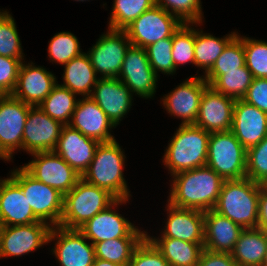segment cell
<instances>
[{
  "label": "cell",
  "mask_w": 267,
  "mask_h": 266,
  "mask_svg": "<svg viewBox=\"0 0 267 266\" xmlns=\"http://www.w3.org/2000/svg\"><path fill=\"white\" fill-rule=\"evenodd\" d=\"M171 178L167 202L204 212L214 209L225 181L208 166L182 171Z\"/></svg>",
  "instance_id": "6da1fadb"
},
{
  "label": "cell",
  "mask_w": 267,
  "mask_h": 266,
  "mask_svg": "<svg viewBox=\"0 0 267 266\" xmlns=\"http://www.w3.org/2000/svg\"><path fill=\"white\" fill-rule=\"evenodd\" d=\"M125 160V150L117 140L99 143L94 158L81 178L108 191L116 199H131V191L123 173Z\"/></svg>",
  "instance_id": "7a4b0ae2"
},
{
  "label": "cell",
  "mask_w": 267,
  "mask_h": 266,
  "mask_svg": "<svg viewBox=\"0 0 267 266\" xmlns=\"http://www.w3.org/2000/svg\"><path fill=\"white\" fill-rule=\"evenodd\" d=\"M210 132L194 124L179 125L168 141L162 157L170 177L187 170L206 166Z\"/></svg>",
  "instance_id": "3957f363"
},
{
  "label": "cell",
  "mask_w": 267,
  "mask_h": 266,
  "mask_svg": "<svg viewBox=\"0 0 267 266\" xmlns=\"http://www.w3.org/2000/svg\"><path fill=\"white\" fill-rule=\"evenodd\" d=\"M260 184L249 178L225 180L214 211L244 229L257 228Z\"/></svg>",
  "instance_id": "277c9868"
},
{
  "label": "cell",
  "mask_w": 267,
  "mask_h": 266,
  "mask_svg": "<svg viewBox=\"0 0 267 266\" xmlns=\"http://www.w3.org/2000/svg\"><path fill=\"white\" fill-rule=\"evenodd\" d=\"M116 198L108 191L91 185L82 178L64 195L60 227L79 229L96 214L111 205Z\"/></svg>",
  "instance_id": "5b68a950"
},
{
  "label": "cell",
  "mask_w": 267,
  "mask_h": 266,
  "mask_svg": "<svg viewBox=\"0 0 267 266\" xmlns=\"http://www.w3.org/2000/svg\"><path fill=\"white\" fill-rule=\"evenodd\" d=\"M247 150L229 131L210 133L206 166L224 180L246 178Z\"/></svg>",
  "instance_id": "8992f818"
},
{
  "label": "cell",
  "mask_w": 267,
  "mask_h": 266,
  "mask_svg": "<svg viewBox=\"0 0 267 266\" xmlns=\"http://www.w3.org/2000/svg\"><path fill=\"white\" fill-rule=\"evenodd\" d=\"M9 176L22 188L34 215L51 227L59 226L63 213L64 195L36 180L22 166L11 169Z\"/></svg>",
  "instance_id": "52a82bcc"
},
{
  "label": "cell",
  "mask_w": 267,
  "mask_h": 266,
  "mask_svg": "<svg viewBox=\"0 0 267 266\" xmlns=\"http://www.w3.org/2000/svg\"><path fill=\"white\" fill-rule=\"evenodd\" d=\"M130 199H116L107 208L88 220L78 230L94 245L97 242L116 238H144L146 231L135 226L122 214L118 207ZM117 209V210H116Z\"/></svg>",
  "instance_id": "ba28073f"
},
{
  "label": "cell",
  "mask_w": 267,
  "mask_h": 266,
  "mask_svg": "<svg viewBox=\"0 0 267 266\" xmlns=\"http://www.w3.org/2000/svg\"><path fill=\"white\" fill-rule=\"evenodd\" d=\"M31 107L13 95L0 96V160L12 162L13 155L23 151V131Z\"/></svg>",
  "instance_id": "9c48e42d"
},
{
  "label": "cell",
  "mask_w": 267,
  "mask_h": 266,
  "mask_svg": "<svg viewBox=\"0 0 267 266\" xmlns=\"http://www.w3.org/2000/svg\"><path fill=\"white\" fill-rule=\"evenodd\" d=\"M130 45L125 30L108 28L86 54L100 78H118Z\"/></svg>",
  "instance_id": "30bf717a"
},
{
  "label": "cell",
  "mask_w": 267,
  "mask_h": 266,
  "mask_svg": "<svg viewBox=\"0 0 267 266\" xmlns=\"http://www.w3.org/2000/svg\"><path fill=\"white\" fill-rule=\"evenodd\" d=\"M182 24L177 17L154 5L124 30L131 45L145 49L161 39L172 37Z\"/></svg>",
  "instance_id": "8fae6325"
},
{
  "label": "cell",
  "mask_w": 267,
  "mask_h": 266,
  "mask_svg": "<svg viewBox=\"0 0 267 266\" xmlns=\"http://www.w3.org/2000/svg\"><path fill=\"white\" fill-rule=\"evenodd\" d=\"M33 158L22 167L36 180L43 182L65 195L70 192L81 176L54 151L30 154Z\"/></svg>",
  "instance_id": "7c38bea8"
},
{
  "label": "cell",
  "mask_w": 267,
  "mask_h": 266,
  "mask_svg": "<svg viewBox=\"0 0 267 266\" xmlns=\"http://www.w3.org/2000/svg\"><path fill=\"white\" fill-rule=\"evenodd\" d=\"M208 86L202 75H191L163 95L160 104L162 103L170 116L181 119V125L194 124L199 113L201 97Z\"/></svg>",
  "instance_id": "4fadbf2b"
},
{
  "label": "cell",
  "mask_w": 267,
  "mask_h": 266,
  "mask_svg": "<svg viewBox=\"0 0 267 266\" xmlns=\"http://www.w3.org/2000/svg\"><path fill=\"white\" fill-rule=\"evenodd\" d=\"M88 241V242H87ZM60 266H92L95 260L94 245L78 230L60 226L51 227L48 244Z\"/></svg>",
  "instance_id": "5bb4252c"
},
{
  "label": "cell",
  "mask_w": 267,
  "mask_h": 266,
  "mask_svg": "<svg viewBox=\"0 0 267 266\" xmlns=\"http://www.w3.org/2000/svg\"><path fill=\"white\" fill-rule=\"evenodd\" d=\"M118 78L134 96L153 99L159 77L150 66L146 50L130 45L127 49Z\"/></svg>",
  "instance_id": "9a60e30c"
},
{
  "label": "cell",
  "mask_w": 267,
  "mask_h": 266,
  "mask_svg": "<svg viewBox=\"0 0 267 266\" xmlns=\"http://www.w3.org/2000/svg\"><path fill=\"white\" fill-rule=\"evenodd\" d=\"M51 226L43 221L29 225L2 226L0 231V260L8 257H22V255L39 250L45 244Z\"/></svg>",
  "instance_id": "2e32d148"
},
{
  "label": "cell",
  "mask_w": 267,
  "mask_h": 266,
  "mask_svg": "<svg viewBox=\"0 0 267 266\" xmlns=\"http://www.w3.org/2000/svg\"><path fill=\"white\" fill-rule=\"evenodd\" d=\"M62 127L63 124L52 119L38 106H32L23 131V152L30 155L54 151Z\"/></svg>",
  "instance_id": "e0dca14e"
},
{
  "label": "cell",
  "mask_w": 267,
  "mask_h": 266,
  "mask_svg": "<svg viewBox=\"0 0 267 266\" xmlns=\"http://www.w3.org/2000/svg\"><path fill=\"white\" fill-rule=\"evenodd\" d=\"M167 219L159 236L147 238H174L192 243H204V211L178 208L166 202Z\"/></svg>",
  "instance_id": "ac0fdd59"
},
{
  "label": "cell",
  "mask_w": 267,
  "mask_h": 266,
  "mask_svg": "<svg viewBox=\"0 0 267 266\" xmlns=\"http://www.w3.org/2000/svg\"><path fill=\"white\" fill-rule=\"evenodd\" d=\"M23 61L19 68L17 85L12 95L31 106H39L58 84L52 71L32 61Z\"/></svg>",
  "instance_id": "d6986e66"
},
{
  "label": "cell",
  "mask_w": 267,
  "mask_h": 266,
  "mask_svg": "<svg viewBox=\"0 0 267 266\" xmlns=\"http://www.w3.org/2000/svg\"><path fill=\"white\" fill-rule=\"evenodd\" d=\"M91 98L116 127L125 119L134 102L131 90L119 78H100Z\"/></svg>",
  "instance_id": "ffe728a7"
},
{
  "label": "cell",
  "mask_w": 267,
  "mask_h": 266,
  "mask_svg": "<svg viewBox=\"0 0 267 266\" xmlns=\"http://www.w3.org/2000/svg\"><path fill=\"white\" fill-rule=\"evenodd\" d=\"M235 102L234 98L225 96L208 86L201 97L194 125L210 133L231 130Z\"/></svg>",
  "instance_id": "44dd1931"
},
{
  "label": "cell",
  "mask_w": 267,
  "mask_h": 266,
  "mask_svg": "<svg viewBox=\"0 0 267 266\" xmlns=\"http://www.w3.org/2000/svg\"><path fill=\"white\" fill-rule=\"evenodd\" d=\"M69 125L99 143L116 140L111 133L116 126L91 97H79Z\"/></svg>",
  "instance_id": "7402d4cb"
},
{
  "label": "cell",
  "mask_w": 267,
  "mask_h": 266,
  "mask_svg": "<svg viewBox=\"0 0 267 266\" xmlns=\"http://www.w3.org/2000/svg\"><path fill=\"white\" fill-rule=\"evenodd\" d=\"M98 145L97 140L83 135L70 125H63L54 152L82 176L94 158Z\"/></svg>",
  "instance_id": "603a6c76"
},
{
  "label": "cell",
  "mask_w": 267,
  "mask_h": 266,
  "mask_svg": "<svg viewBox=\"0 0 267 266\" xmlns=\"http://www.w3.org/2000/svg\"><path fill=\"white\" fill-rule=\"evenodd\" d=\"M0 222L2 226L40 222L34 215L22 188L10 176L0 178Z\"/></svg>",
  "instance_id": "cb8c5ba5"
},
{
  "label": "cell",
  "mask_w": 267,
  "mask_h": 266,
  "mask_svg": "<svg viewBox=\"0 0 267 266\" xmlns=\"http://www.w3.org/2000/svg\"><path fill=\"white\" fill-rule=\"evenodd\" d=\"M231 131L247 150L267 136V114L256 106L237 99Z\"/></svg>",
  "instance_id": "d4e9b609"
},
{
  "label": "cell",
  "mask_w": 267,
  "mask_h": 266,
  "mask_svg": "<svg viewBox=\"0 0 267 266\" xmlns=\"http://www.w3.org/2000/svg\"><path fill=\"white\" fill-rule=\"evenodd\" d=\"M204 249L213 252L231 253L238 241L243 227L229 218L208 210L204 214Z\"/></svg>",
  "instance_id": "484cf974"
},
{
  "label": "cell",
  "mask_w": 267,
  "mask_h": 266,
  "mask_svg": "<svg viewBox=\"0 0 267 266\" xmlns=\"http://www.w3.org/2000/svg\"><path fill=\"white\" fill-rule=\"evenodd\" d=\"M63 68V83L58 84L77 96L91 97L94 86L100 77L94 70L88 55L83 52L63 65Z\"/></svg>",
  "instance_id": "4316f807"
},
{
  "label": "cell",
  "mask_w": 267,
  "mask_h": 266,
  "mask_svg": "<svg viewBox=\"0 0 267 266\" xmlns=\"http://www.w3.org/2000/svg\"><path fill=\"white\" fill-rule=\"evenodd\" d=\"M267 247V232L260 228H246L231 252L239 266H261Z\"/></svg>",
  "instance_id": "83f0119b"
},
{
  "label": "cell",
  "mask_w": 267,
  "mask_h": 266,
  "mask_svg": "<svg viewBox=\"0 0 267 266\" xmlns=\"http://www.w3.org/2000/svg\"><path fill=\"white\" fill-rule=\"evenodd\" d=\"M170 266H197L204 243L186 242L174 238H148Z\"/></svg>",
  "instance_id": "f1b7e54d"
},
{
  "label": "cell",
  "mask_w": 267,
  "mask_h": 266,
  "mask_svg": "<svg viewBox=\"0 0 267 266\" xmlns=\"http://www.w3.org/2000/svg\"><path fill=\"white\" fill-rule=\"evenodd\" d=\"M235 30L219 38L205 33L203 29L195 28L194 58L195 67L203 69L204 76L223 52L226 45L237 35Z\"/></svg>",
  "instance_id": "f546056e"
},
{
  "label": "cell",
  "mask_w": 267,
  "mask_h": 266,
  "mask_svg": "<svg viewBox=\"0 0 267 266\" xmlns=\"http://www.w3.org/2000/svg\"><path fill=\"white\" fill-rule=\"evenodd\" d=\"M77 97L69 89L57 84L38 107L52 119L69 125L79 99Z\"/></svg>",
  "instance_id": "4dcf8cb0"
},
{
  "label": "cell",
  "mask_w": 267,
  "mask_h": 266,
  "mask_svg": "<svg viewBox=\"0 0 267 266\" xmlns=\"http://www.w3.org/2000/svg\"><path fill=\"white\" fill-rule=\"evenodd\" d=\"M246 65L243 36L239 33L226 45L212 68L203 76L210 86L225 71L238 70Z\"/></svg>",
  "instance_id": "1f68e13d"
},
{
  "label": "cell",
  "mask_w": 267,
  "mask_h": 266,
  "mask_svg": "<svg viewBox=\"0 0 267 266\" xmlns=\"http://www.w3.org/2000/svg\"><path fill=\"white\" fill-rule=\"evenodd\" d=\"M154 5L156 0H113L107 28L124 30Z\"/></svg>",
  "instance_id": "d6a6232c"
},
{
  "label": "cell",
  "mask_w": 267,
  "mask_h": 266,
  "mask_svg": "<svg viewBox=\"0 0 267 266\" xmlns=\"http://www.w3.org/2000/svg\"><path fill=\"white\" fill-rule=\"evenodd\" d=\"M143 238H116L94 244L95 258L128 266L136 246Z\"/></svg>",
  "instance_id": "836d02e7"
},
{
  "label": "cell",
  "mask_w": 267,
  "mask_h": 266,
  "mask_svg": "<svg viewBox=\"0 0 267 266\" xmlns=\"http://www.w3.org/2000/svg\"><path fill=\"white\" fill-rule=\"evenodd\" d=\"M253 80L251 71L246 67L225 71L210 86L217 92L237 99H243Z\"/></svg>",
  "instance_id": "e575fe53"
},
{
  "label": "cell",
  "mask_w": 267,
  "mask_h": 266,
  "mask_svg": "<svg viewBox=\"0 0 267 266\" xmlns=\"http://www.w3.org/2000/svg\"><path fill=\"white\" fill-rule=\"evenodd\" d=\"M203 23H183L172 36V57L175 68L186 64L195 65V27ZM195 26V27H194Z\"/></svg>",
  "instance_id": "d590c367"
},
{
  "label": "cell",
  "mask_w": 267,
  "mask_h": 266,
  "mask_svg": "<svg viewBox=\"0 0 267 266\" xmlns=\"http://www.w3.org/2000/svg\"><path fill=\"white\" fill-rule=\"evenodd\" d=\"M48 43V59L58 65L63 66L83 53L77 36L69 31L57 32Z\"/></svg>",
  "instance_id": "8d00e7d4"
},
{
  "label": "cell",
  "mask_w": 267,
  "mask_h": 266,
  "mask_svg": "<svg viewBox=\"0 0 267 266\" xmlns=\"http://www.w3.org/2000/svg\"><path fill=\"white\" fill-rule=\"evenodd\" d=\"M15 19L7 9L0 10V55L25 59Z\"/></svg>",
  "instance_id": "74e56055"
},
{
  "label": "cell",
  "mask_w": 267,
  "mask_h": 266,
  "mask_svg": "<svg viewBox=\"0 0 267 266\" xmlns=\"http://www.w3.org/2000/svg\"><path fill=\"white\" fill-rule=\"evenodd\" d=\"M150 66L155 74L159 72L164 75H175L178 69L175 68L172 57V37L164 38L145 48Z\"/></svg>",
  "instance_id": "f35d334b"
},
{
  "label": "cell",
  "mask_w": 267,
  "mask_h": 266,
  "mask_svg": "<svg viewBox=\"0 0 267 266\" xmlns=\"http://www.w3.org/2000/svg\"><path fill=\"white\" fill-rule=\"evenodd\" d=\"M246 67L253 78H267V42L243 36Z\"/></svg>",
  "instance_id": "ab89813d"
},
{
  "label": "cell",
  "mask_w": 267,
  "mask_h": 266,
  "mask_svg": "<svg viewBox=\"0 0 267 266\" xmlns=\"http://www.w3.org/2000/svg\"><path fill=\"white\" fill-rule=\"evenodd\" d=\"M156 5L177 17L182 23H203L201 0H156Z\"/></svg>",
  "instance_id": "60d3db41"
},
{
  "label": "cell",
  "mask_w": 267,
  "mask_h": 266,
  "mask_svg": "<svg viewBox=\"0 0 267 266\" xmlns=\"http://www.w3.org/2000/svg\"><path fill=\"white\" fill-rule=\"evenodd\" d=\"M246 177L258 184H267V136L247 149Z\"/></svg>",
  "instance_id": "b9f144b4"
},
{
  "label": "cell",
  "mask_w": 267,
  "mask_h": 266,
  "mask_svg": "<svg viewBox=\"0 0 267 266\" xmlns=\"http://www.w3.org/2000/svg\"><path fill=\"white\" fill-rule=\"evenodd\" d=\"M128 266H170V264L145 236L134 249Z\"/></svg>",
  "instance_id": "7bdbcfd3"
},
{
  "label": "cell",
  "mask_w": 267,
  "mask_h": 266,
  "mask_svg": "<svg viewBox=\"0 0 267 266\" xmlns=\"http://www.w3.org/2000/svg\"><path fill=\"white\" fill-rule=\"evenodd\" d=\"M24 60L0 55V96L12 95L17 85L20 65Z\"/></svg>",
  "instance_id": "ee69618b"
},
{
  "label": "cell",
  "mask_w": 267,
  "mask_h": 266,
  "mask_svg": "<svg viewBox=\"0 0 267 266\" xmlns=\"http://www.w3.org/2000/svg\"><path fill=\"white\" fill-rule=\"evenodd\" d=\"M242 100L267 114V78H253Z\"/></svg>",
  "instance_id": "f6af8a7d"
},
{
  "label": "cell",
  "mask_w": 267,
  "mask_h": 266,
  "mask_svg": "<svg viewBox=\"0 0 267 266\" xmlns=\"http://www.w3.org/2000/svg\"><path fill=\"white\" fill-rule=\"evenodd\" d=\"M197 266H239L232 258L231 253L213 252L204 249Z\"/></svg>",
  "instance_id": "bcb514c9"
},
{
  "label": "cell",
  "mask_w": 267,
  "mask_h": 266,
  "mask_svg": "<svg viewBox=\"0 0 267 266\" xmlns=\"http://www.w3.org/2000/svg\"><path fill=\"white\" fill-rule=\"evenodd\" d=\"M257 228L267 232V184H260Z\"/></svg>",
  "instance_id": "7dc6e473"
},
{
  "label": "cell",
  "mask_w": 267,
  "mask_h": 266,
  "mask_svg": "<svg viewBox=\"0 0 267 266\" xmlns=\"http://www.w3.org/2000/svg\"><path fill=\"white\" fill-rule=\"evenodd\" d=\"M92 266H122V265L112 263V262L107 261V260L95 258Z\"/></svg>",
  "instance_id": "c3c4849f"
},
{
  "label": "cell",
  "mask_w": 267,
  "mask_h": 266,
  "mask_svg": "<svg viewBox=\"0 0 267 266\" xmlns=\"http://www.w3.org/2000/svg\"><path fill=\"white\" fill-rule=\"evenodd\" d=\"M261 266H267V247H266L265 257Z\"/></svg>",
  "instance_id": "681fc988"
},
{
  "label": "cell",
  "mask_w": 267,
  "mask_h": 266,
  "mask_svg": "<svg viewBox=\"0 0 267 266\" xmlns=\"http://www.w3.org/2000/svg\"><path fill=\"white\" fill-rule=\"evenodd\" d=\"M74 1H77V2H79V1L84 2L85 1L86 2V1H90V0H74Z\"/></svg>",
  "instance_id": "f907efd6"
}]
</instances>
